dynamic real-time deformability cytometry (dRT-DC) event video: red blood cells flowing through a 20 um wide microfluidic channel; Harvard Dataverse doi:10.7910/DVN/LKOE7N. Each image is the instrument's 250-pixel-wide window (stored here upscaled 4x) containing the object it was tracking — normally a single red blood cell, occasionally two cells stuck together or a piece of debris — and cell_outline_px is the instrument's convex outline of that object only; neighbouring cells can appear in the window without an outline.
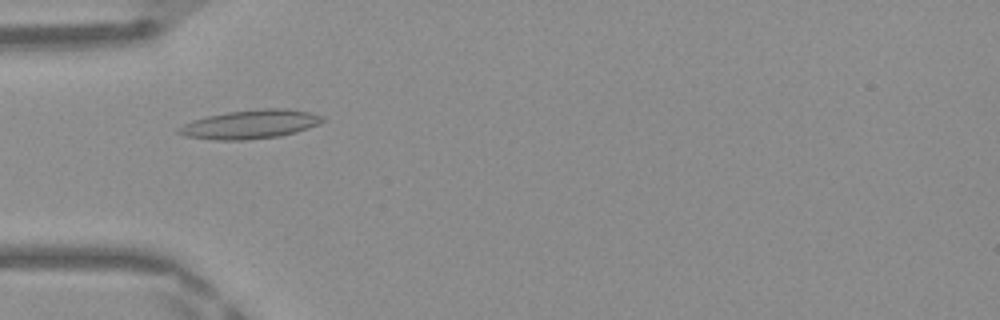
{"species": "Egyptian fruit bat (a non-hibernating species)", "species_latin": "Rousettus aegyptiacus", "temperature_condition": "warm", "stored_images_in_passage": 42, "camera_frame_rate_fps": 3000, "um_per_image_px": 0.085, "frame": {"image": 1, "passage_image": 9, "time_ms": 2.667, "image_size_px": [1000, 320], "cell_outline_px": [[324, 120], [308, 128], [296, 132], [280, 136], [244, 140], [216, 140], [184, 136], [176, 132], [176, 128], [192, 120], [208, 116], [228, 112], [260, 108], [288, 108], [308, 112], [324, 116]], "centroid_in_image_um": [21.25, 10.56], "position_along_channel_um": 63.8, "area_um2": 24.16}}
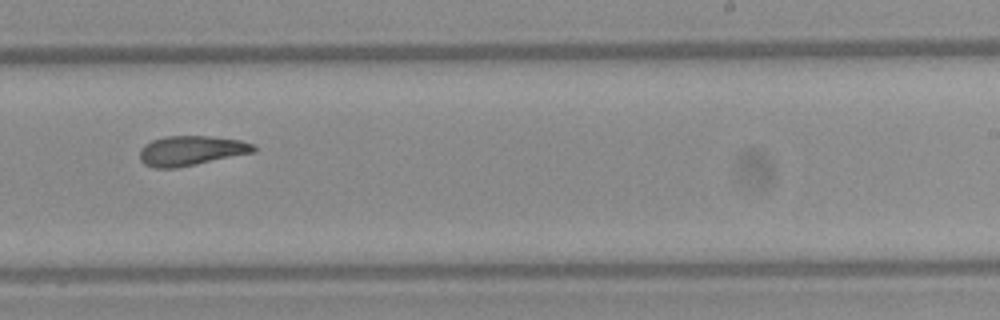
{"frame": {"image": 2, "passage_image": 24, "time_ms": 7.667, "image_size_px": [1000, 320], "cell_outline_px": [[256, 152], [176, 168], [152, 168], [144, 164], [140, 160], [140, 148], [144, 144], [152, 140], [168, 136], [208, 136], [240, 140], [256, 144]], "centroid_in_image_um": [16.25, 12.81], "position_along_channel_um": 272.8, "area_um2": 19.88}}
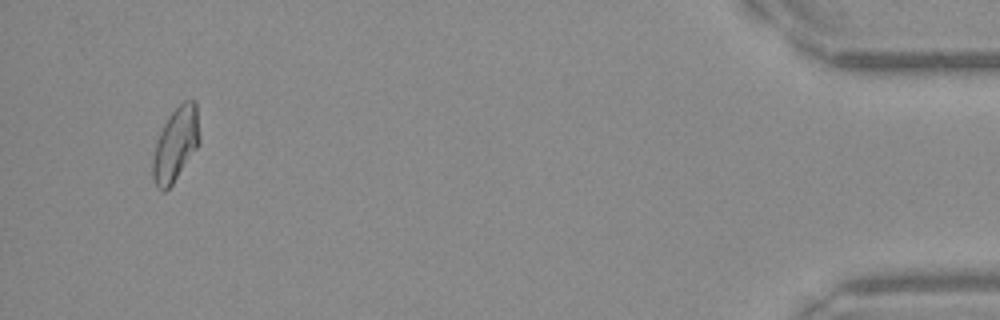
{"frame": {"image": 3, "passage_image": 40, "time_ms": 13.0, "image_size_px": [1000, 320], "cell_outline_px": [[200, 144], [172, 184], [164, 192], [160, 192], [156, 188], [152, 176], [152, 160], [156, 144], [160, 132], [168, 116], [184, 100], [192, 96], [196, 100], [200, 136]], "centroid_in_image_um": [14.95, 12.25], "position_along_channel_um": 420.3, "area_um2": 20.4}, "authors_computed_cell_mechanics": {"area_um2": 20.1144, "velocity_mm_per_s": 4.1919, "shape_relaxation_time_tau1_ms": null, "shape_relaxation_time_tau2_ms": 3.2253, "deformation_change_tau1": null, "deformation_change_tau2": 0.1222}}